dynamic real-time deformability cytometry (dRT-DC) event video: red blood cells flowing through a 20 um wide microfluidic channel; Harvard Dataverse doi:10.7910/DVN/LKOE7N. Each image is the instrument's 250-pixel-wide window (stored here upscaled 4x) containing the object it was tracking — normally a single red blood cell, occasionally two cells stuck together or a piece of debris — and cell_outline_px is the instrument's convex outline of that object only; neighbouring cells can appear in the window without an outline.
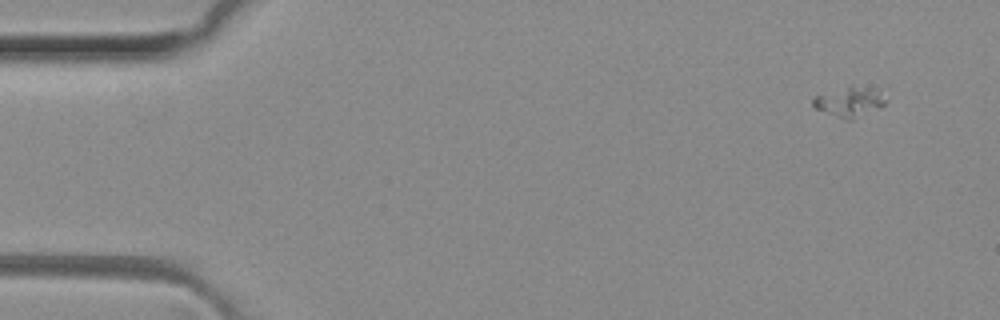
{"species": "common noctule bat (a hibernating species)", "species_latin": "Nyctalus noctula", "temperature_condition": "room temperature", "stored_images_in_passage": 31, "camera_frame_rate_fps": 3000, "um_per_image_px": 0.085, "animal": {"sex": "female", "body_mass_g": 29.2, "forearm_length_mm": 56.3}, "frame": {"image": 1, "passage_image": 1, "time_ms": 0.0, "image_size_px": [1000, 320], "cell_outline_px": [[888, 100], [880, 108], [852, 120], [844, 120], [816, 108], [812, 104], [812, 100], [816, 96], [848, 84], [852, 84]], "centroid_in_image_um": [72.11, 8.69], "position_along_channel_um": 12.9, "area_um2": 12.14}}
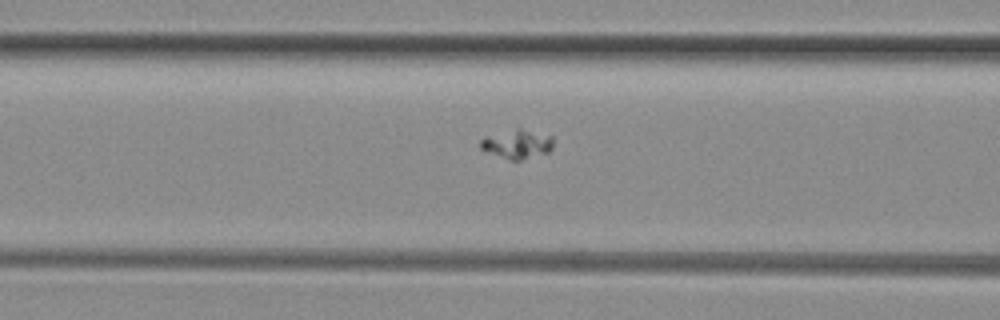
{"frame": {"image": 2, "passage_image": 18, "time_ms": 5.667, "image_size_px": [1000, 320], "cell_outline_px": [[552, 148], [548, 152], [520, 160], [508, 160], [480, 148], [480, 140], [484, 136], [516, 128], [520, 128], [552, 136]], "centroid_in_image_um": [43.93, 12.24], "position_along_channel_um": 122.7, "area_um2": 12.2}}
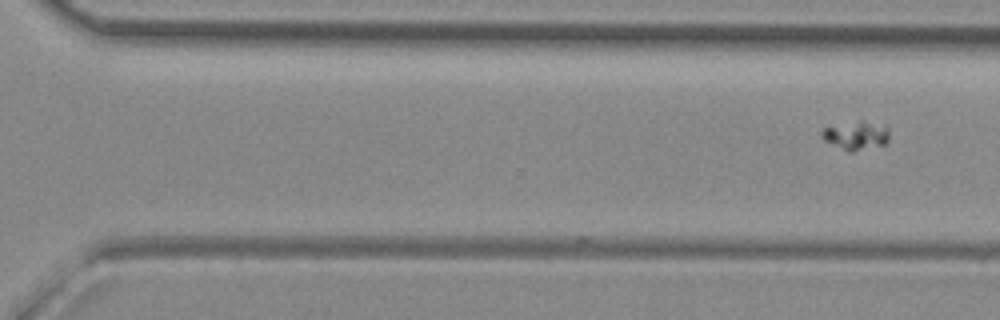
{"frame": {"image": 3, "passage_image": 31, "time_ms": 10.0, "image_size_px": [1000, 320], "cell_outline_px": [[888, 140], [884, 144], [852, 152], [848, 152], [824, 140], [820, 136], [820, 132], [824, 128], [860, 120], [888, 128]], "centroid_in_image_um": [72.72, 11.53], "position_along_channel_um": 297.9, "area_um2": 10.92}}